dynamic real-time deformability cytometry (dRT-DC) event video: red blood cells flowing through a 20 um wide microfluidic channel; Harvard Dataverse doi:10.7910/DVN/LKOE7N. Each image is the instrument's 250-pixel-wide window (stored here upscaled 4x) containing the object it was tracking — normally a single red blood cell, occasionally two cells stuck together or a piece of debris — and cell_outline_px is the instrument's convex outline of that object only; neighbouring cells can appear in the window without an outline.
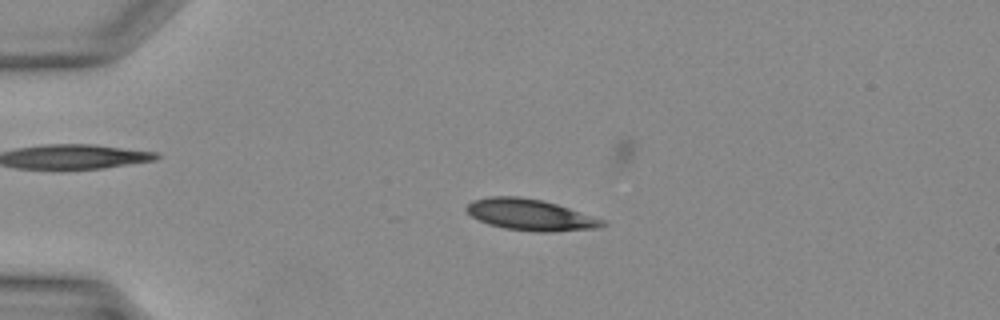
{"species": "Egyptian fruit bat (a non-hibernating species)", "species_latin": "Rousettus aegyptiacus", "temperature_condition": "warm", "stored_images_in_passage": 39, "camera_frame_rate_fps": 3000, "um_per_image_px": 0.085, "animal": {"sex": "female"}, "frame": {"image": 1, "passage_image": 9, "time_ms": 2.667, "image_size_px": [1000, 320], "cell_outline_px": [[608, 224], [596, 228], [552, 232], [536, 232], [504, 228], [488, 224], [472, 216], [464, 208], [472, 200], [488, 196], [520, 196], [544, 200], [604, 220]], "centroid_in_image_um": [45.05, 18.25], "position_along_channel_um": 40.0, "area_um2": 24.74}}
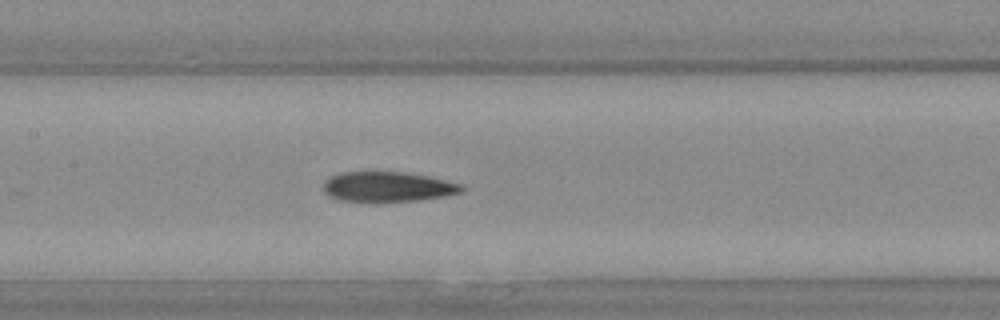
{"frame": {"image": 2, "passage_image": 19, "time_ms": 6.0, "image_size_px": [1000, 320], "cell_outline_px": [[464, 192], [444, 196], [420, 200], [336, 200], [328, 196], [324, 192], [324, 184], [332, 176], [340, 172], [404, 172], [428, 176], [460, 184], [464, 188]], "centroid_in_image_um": [32.97, 15.86], "position_along_channel_um": 174.4, "area_um2": 23.64}}
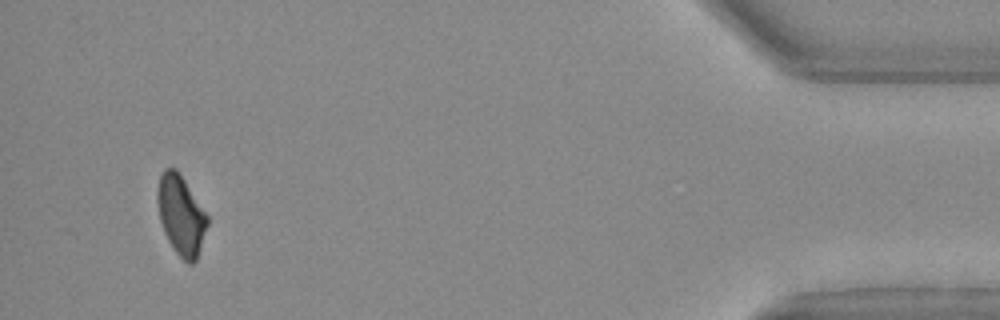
{"frame": {"image": 3, "passage_image": 37, "time_ms": 12.0, "image_size_px": [1000, 320], "cell_outline_px": [[208, 224], [196, 260], [192, 264], [188, 264], [176, 252], [168, 240], [164, 232], [160, 220], [156, 200], [156, 192], [160, 176], [164, 168], [176, 168], [208, 216]], "centroid_in_image_um": [15.36, 18.28], "position_along_channel_um": 419.8, "area_um2": 22.95}}